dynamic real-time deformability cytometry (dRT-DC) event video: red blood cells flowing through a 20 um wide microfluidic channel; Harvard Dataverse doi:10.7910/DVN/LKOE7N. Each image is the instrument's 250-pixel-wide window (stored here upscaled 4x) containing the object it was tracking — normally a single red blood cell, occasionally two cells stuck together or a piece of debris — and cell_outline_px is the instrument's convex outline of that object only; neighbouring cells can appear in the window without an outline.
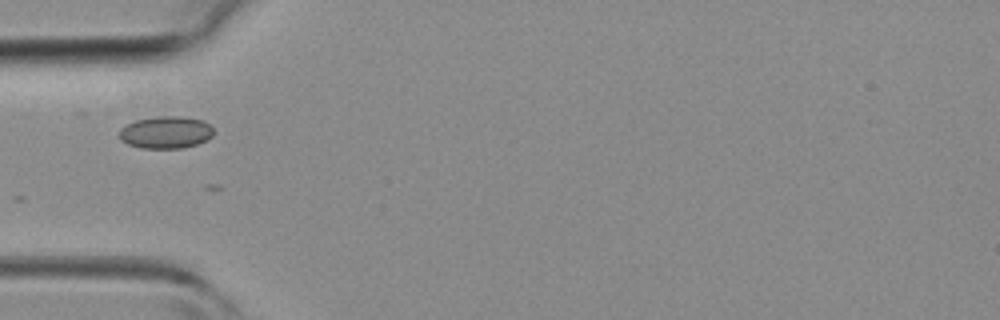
{"species": "common noctule bat (a hibernating species)", "species_latin": "Nyctalus noctula", "temperature_condition": "room temperature", "stored_images_in_passage": 24, "camera_frame_rate_fps": 3000, "um_per_image_px": 0.085, "animal": {"sex": "female", "body_mass_g": 19.3, "forearm_length_mm": 54.1}, "frame": {"image": 1, "passage_image": 1, "time_ms": 0.0, "image_size_px": [1000, 320], "cell_outline_px": [[212, 136], [196, 144], [184, 148], [140, 148], [128, 144], [120, 140], [120, 128], [136, 120], [160, 116], [184, 116], [204, 120], [212, 128]], "centroid_in_image_um": [14.09, 11.24], "position_along_channel_um": 70.9, "area_um2": 17.63}}
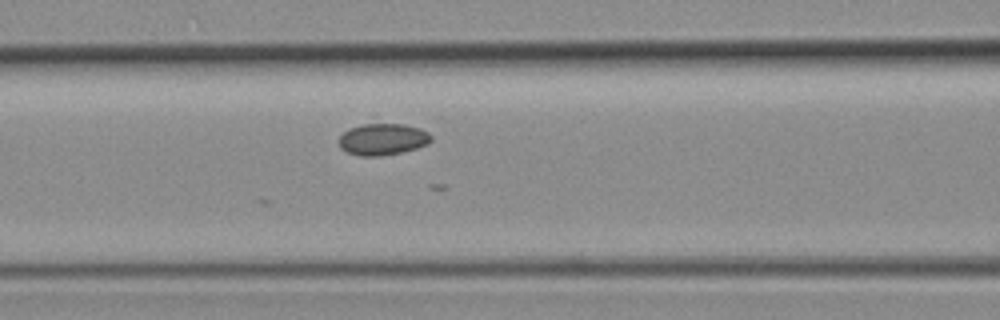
{"frame": {"image": 2, "passage_image": 5, "time_ms": 1.333, "image_size_px": [1000, 320], "cell_outline_px": [[432, 140], [428, 144], [416, 148], [400, 152], [380, 156], [360, 156], [348, 152], [340, 148], [340, 136], [348, 128], [360, 124], [404, 124], [420, 128], [428, 132], [432, 136]], "centroid_in_image_um": [32.54, 11.83], "position_along_channel_um": 134.1, "area_um2": 16.99}}
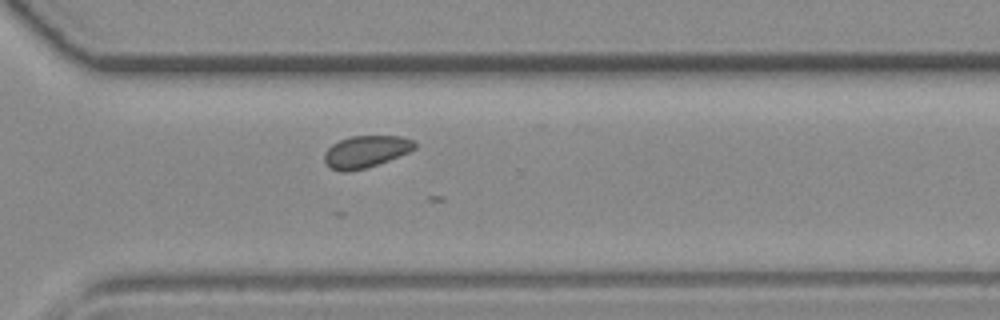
{"frame": {"image": 3, "passage_image": 18, "time_ms": 5.667, "image_size_px": [1000, 320], "cell_outline_px": [[416, 148], [408, 152], [388, 160], [364, 168], [348, 172], [344, 172], [332, 168], [324, 160], [324, 152], [332, 144], [340, 140], [352, 136], [400, 136], [416, 140]], "centroid_in_image_um": [31.11, 12.87], "position_along_channel_um": 339.5, "area_um2": 16.65}}